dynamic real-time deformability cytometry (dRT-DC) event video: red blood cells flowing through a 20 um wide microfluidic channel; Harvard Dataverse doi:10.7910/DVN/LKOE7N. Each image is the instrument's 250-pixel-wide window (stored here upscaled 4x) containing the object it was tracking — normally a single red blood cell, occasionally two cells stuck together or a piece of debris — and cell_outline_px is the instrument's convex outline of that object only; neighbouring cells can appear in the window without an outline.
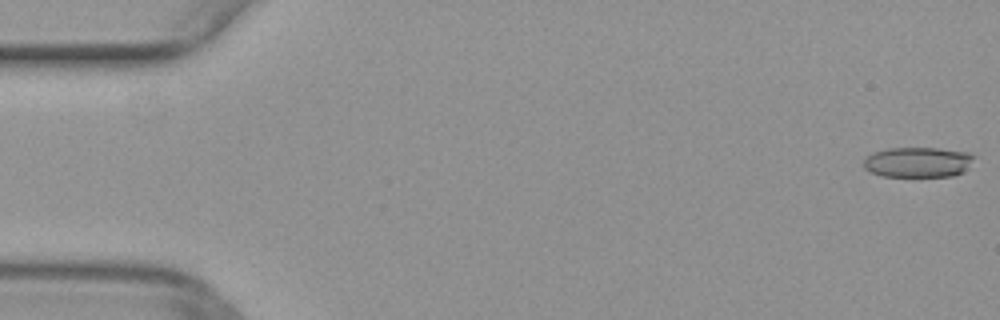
{"species": "common noctule bat (a hibernating species)", "species_latin": "Nyctalus noctula", "temperature_condition": "warm", "stored_images_in_passage": 52, "camera_frame_rate_fps": 3000, "um_per_image_px": 0.085, "animal": {"sex": "female", "body_mass_g": 29.2, "forearm_length_mm": 56.3}, "frame": {"image": 1, "passage_image": 1, "time_ms": 0.0, "image_size_px": [1000, 320], "cell_outline_px": [[976, 156], [964, 172], [952, 176], [884, 176], [868, 172], [864, 168], [864, 160], [872, 152], [888, 148], [936, 148], [968, 152]], "centroid_in_image_um": [78.02, 13.78], "position_along_channel_um": 7.0, "area_um2": 19.54}}
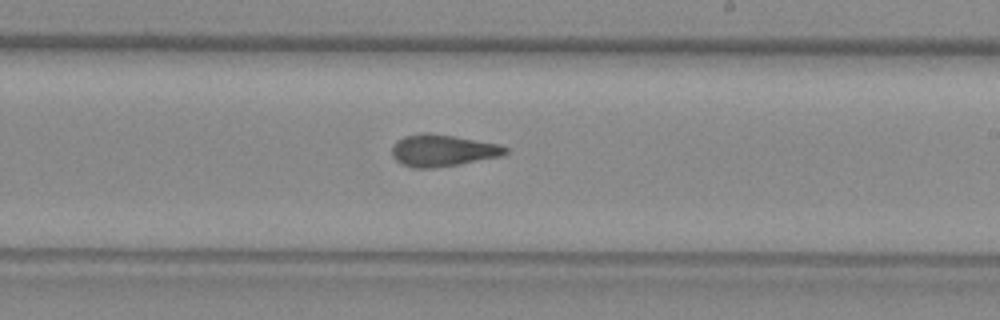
{"frame": {"image": 2, "passage_image": 30, "time_ms": 9.667, "image_size_px": [1000, 320], "cell_outline_px": [[508, 152], [500, 156], [460, 164], [436, 168], [412, 168], [400, 164], [392, 156], [392, 144], [396, 140], [404, 136], [424, 132], [428, 132], [500, 144], [508, 148]], "centroid_in_image_um": [37.58, 12.79], "position_along_channel_um": 251.4, "area_um2": 21.21}}
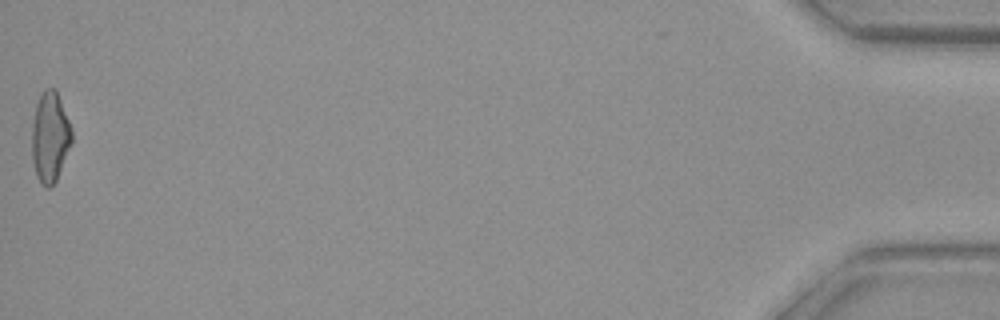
{"frame": {"image": 3, "passage_image": 51, "time_ms": 16.667, "image_size_px": [1000, 320], "cell_outline_px": [[72, 140], [56, 180], [48, 188], [44, 188], [40, 184], [36, 176], [32, 160], [32, 124], [36, 104], [44, 88], [56, 88], [72, 128]], "centroid_in_image_um": [4.24, 11.64], "position_along_channel_um": 431.0, "area_um2": 21.04}}